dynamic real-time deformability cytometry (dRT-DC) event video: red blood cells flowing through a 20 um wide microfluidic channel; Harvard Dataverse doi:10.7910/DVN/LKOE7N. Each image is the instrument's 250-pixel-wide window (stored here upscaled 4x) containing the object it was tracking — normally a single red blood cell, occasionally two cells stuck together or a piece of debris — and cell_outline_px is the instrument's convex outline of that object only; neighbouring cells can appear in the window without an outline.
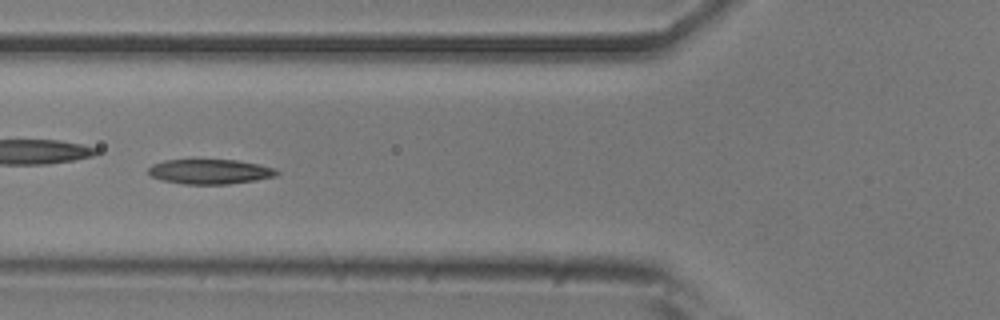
{"species": "common noctule bat (a hibernating species)", "species_latin": "Nyctalus noctula", "temperature_condition": "room temperature", "stored_images_in_passage": 47, "camera_frame_rate_fps": 3000, "um_per_image_px": 0.085, "animal": {"sex": "male", "body_mass_g": 20.5, "forearm_length_mm": 52.5}, "frame": {"image": 1, "passage_image": 14, "time_ms": 4.333, "image_size_px": [1000, 320], "cell_outline_px": [[280, 172], [276, 176], [256, 180], [228, 184], [184, 184], [164, 180], [152, 176], [148, 172], [148, 168], [152, 164], [164, 160], [236, 160], [276, 168]], "centroid_in_image_um": [17.86, 14.59], "position_along_channel_um": 107.9, "area_um2": 18.44}}
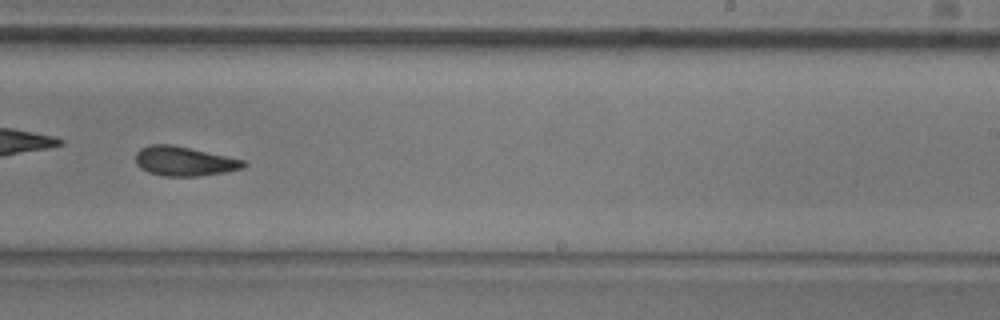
{"frame": {"image": 2, "passage_image": 27, "time_ms": 8.667, "image_size_px": [1000, 320], "cell_outline_px": [[248, 164], [240, 168], [224, 172], [196, 176], [164, 176], [148, 172], [140, 168], [136, 164], [136, 152], [140, 148], [148, 144], [168, 144], [188, 148], [244, 160]], "centroid_in_image_um": [15.59, 13.7], "position_along_channel_um": 273.4, "area_um2": 18.21}}
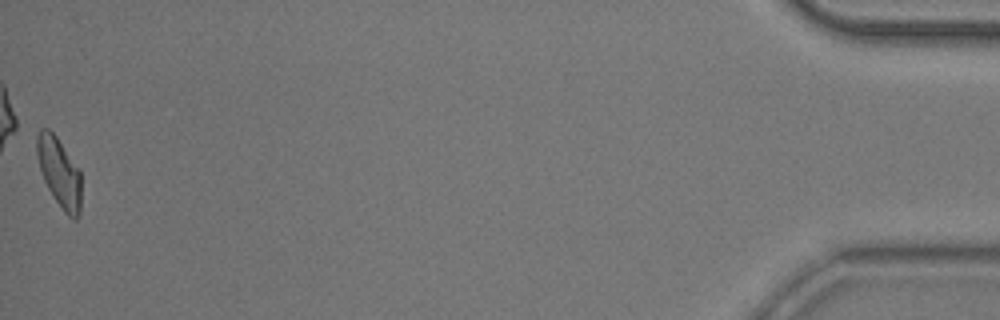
{"frame": {"image": 3, "passage_image": 47, "time_ms": 15.333, "image_size_px": [1000, 320], "cell_outline_px": [[80, 216], [76, 220], [72, 220], [64, 212], [48, 188], [44, 180], [40, 168], [36, 152], [36, 136], [40, 128], [48, 128], [56, 136], [80, 168]], "centroid_in_image_um": [5.05, 14.64], "position_along_channel_um": 430.2, "area_um2": 18.03}, "authors_computed_cell_mechanics": {"area_um2": 18.6116, "velocity_mm_per_s": 3.8146, "shape_relaxation_time_tau1_ms": 4.2049, "shape_relaxation_time_tau2_ms": 2.8292, "deformation_change_tau1": 0.143, "deformation_change_tau2": 0.0995}}